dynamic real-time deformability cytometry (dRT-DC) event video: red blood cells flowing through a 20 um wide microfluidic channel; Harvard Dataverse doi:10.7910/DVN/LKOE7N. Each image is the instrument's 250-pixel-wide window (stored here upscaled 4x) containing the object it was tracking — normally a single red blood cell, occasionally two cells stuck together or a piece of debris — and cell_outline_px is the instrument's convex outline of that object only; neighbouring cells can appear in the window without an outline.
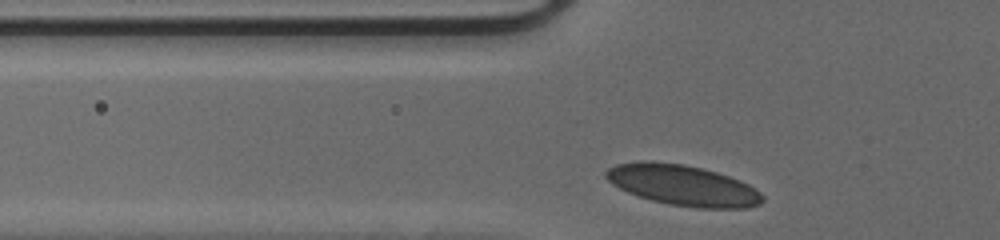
{"species": "human", "species_latin": "Homo sapiens", "temperature_condition": "cold", "stored_images_in_passage": 25, "camera_frame_rate_fps": 3000, "um_per_image_px": 0.085, "donor": {"sex": "male"}, "frame": {"image": 1, "passage_image": 2, "time_ms": 0.333, "image_size_px": [1000, 240], "cell_outline_px": [[760, 200], [752, 204], [680, 204], [660, 200], [644, 196], [632, 192], [616, 184], [608, 176], [608, 172], [612, 168], [624, 164], [676, 164], [696, 168], [712, 172], [736, 180], [752, 188], [760, 196]], "centroid_in_image_um": [57.97, 15.69], "position_along_channel_um": 67.8, "area_um2": 31.39}}
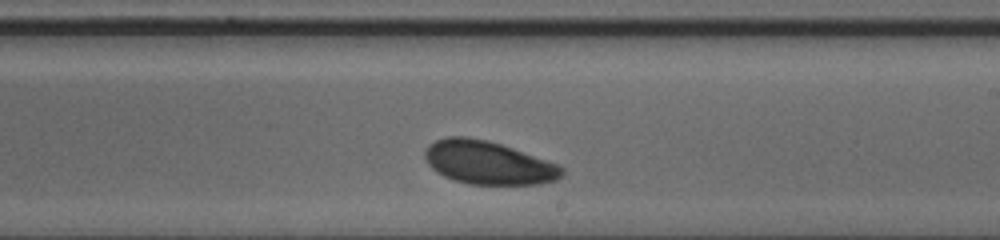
{"frame": {"image": 2, "passage_image": 15, "time_ms": 4.667, "image_size_px": [1000, 240], "cell_outline_px": [[560, 172], [556, 176], [548, 180], [524, 184], [484, 184], [464, 180], [448, 176], [440, 172], [428, 160], [428, 148], [432, 144], [440, 140], [476, 140], [496, 144], [508, 148], [560, 168]], "centroid_in_image_um": [41.46, 13.87], "position_along_channel_um": 247.5, "area_um2": 30.0}}
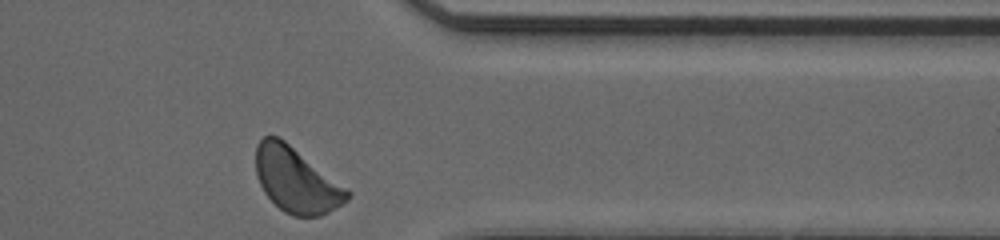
{"frame": {"image": 3, "passage_image": 25, "time_ms": 8.0, "image_size_px": [1000, 240], "cell_outline_px": [[348, 196], [344, 200], [324, 212], [316, 216], [296, 216], [280, 208], [268, 196], [260, 180], [256, 168], [256, 148], [260, 140], [264, 136], [276, 136], [348, 192]], "centroid_in_image_um": [25.07, 15.31], "position_along_channel_um": 386.3, "area_um2": 31.73}}